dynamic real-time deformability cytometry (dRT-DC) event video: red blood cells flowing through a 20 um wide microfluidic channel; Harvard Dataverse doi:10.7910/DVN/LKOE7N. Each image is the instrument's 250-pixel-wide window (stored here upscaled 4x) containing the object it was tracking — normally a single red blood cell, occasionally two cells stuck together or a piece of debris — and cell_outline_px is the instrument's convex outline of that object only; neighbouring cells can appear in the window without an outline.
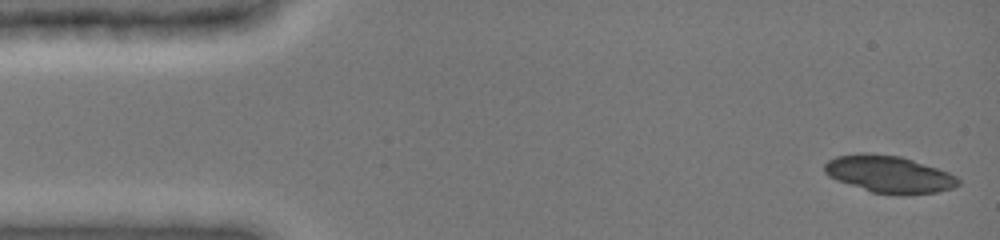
{"species": "common noctule bat (a hibernating species)", "species_latin": "Nyctalus noctula", "temperature_condition": "cold", "stored_images_in_passage": 47, "camera_frame_rate_fps": 3000, "um_per_image_px": 0.085, "animal": {"sex": "female", "body_mass_g": 19.0, "forearm_length_mm": 51.5}, "frame": {"image": 1, "passage_image": 1, "time_ms": 0.0, "image_size_px": [1000, 240], "cell_outline_px": [[960, 184], [952, 188], [936, 192], [872, 192], [828, 176], [824, 172], [824, 164], [828, 160], [836, 156], [860, 152], [868, 152], [900, 156], [948, 172], [956, 176], [960, 180]], "centroid_in_image_um": [75.52, 14.75], "position_along_channel_um": 9.5, "area_um2": 28.03}}
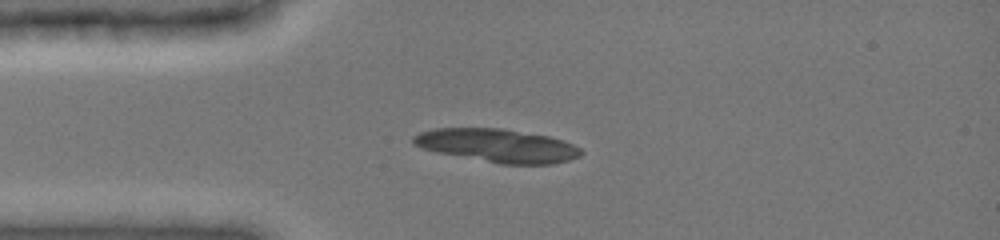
{"frame": {"image": 2, "passage_image": 11, "time_ms": 3.333, "image_size_px": [1000, 240], "cell_outline_px": [[584, 152], [580, 156], [568, 160], [552, 164], [500, 164], [436, 152], [412, 144], [412, 136], [420, 132], [432, 128], [500, 128], [548, 136], [572, 144], [580, 148]], "centroid_in_image_um": [42.25, 12.37], "position_along_channel_um": 42.7, "area_um2": 32.48}, "authors_computed_cell_mechanics": {"area_um2": 27.8596, "velocity_mm_per_s": 3.9058, "shape_relaxation_time_tau1_ms": 0.2408, "shape_relaxation_time_tau2_ms": 1.1373, "deformation_change_tau1": 0.2754, "deformation_change_tau2": 0.0463}}